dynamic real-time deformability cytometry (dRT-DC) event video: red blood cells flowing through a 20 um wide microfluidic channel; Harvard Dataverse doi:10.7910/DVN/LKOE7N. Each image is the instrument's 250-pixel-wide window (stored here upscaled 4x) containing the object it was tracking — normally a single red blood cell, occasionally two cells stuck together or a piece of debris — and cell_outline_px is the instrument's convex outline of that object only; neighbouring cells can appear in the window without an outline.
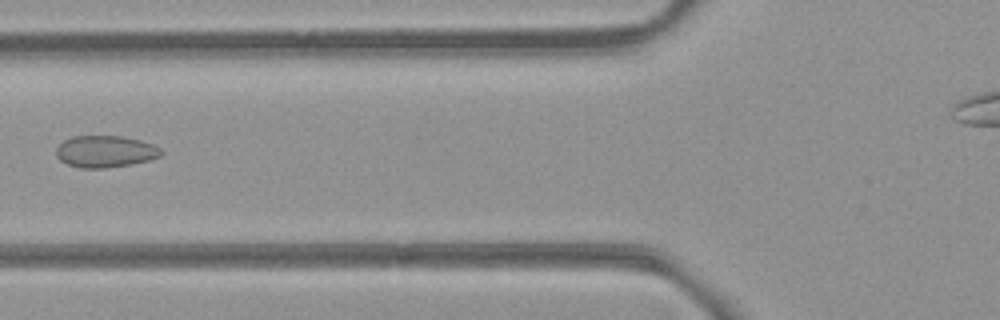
{"species": "common noctule bat (a hibernating species)", "species_latin": "Nyctalus noctula", "temperature_condition": "room temperature", "stored_images_in_passage": 6, "camera_frame_rate_fps": 3000, "um_per_image_px": 0.085, "animal": {"sex": "female", "body_mass_g": 21.9}, "frame": {"image": 1, "passage_image": 6, "time_ms": 1.667, "image_size_px": [1000, 320], "cell_outline_px": [[164, 152], [160, 156], [148, 160], [132, 164], [104, 168], [80, 168], [68, 164], [60, 160], [56, 156], [56, 148], [64, 140], [72, 136], [120, 136], [140, 140], [152, 144], [160, 148]], "centroid_in_image_um": [8.94, 12.88], "position_along_channel_um": 116.9, "area_um2": 19.42}}